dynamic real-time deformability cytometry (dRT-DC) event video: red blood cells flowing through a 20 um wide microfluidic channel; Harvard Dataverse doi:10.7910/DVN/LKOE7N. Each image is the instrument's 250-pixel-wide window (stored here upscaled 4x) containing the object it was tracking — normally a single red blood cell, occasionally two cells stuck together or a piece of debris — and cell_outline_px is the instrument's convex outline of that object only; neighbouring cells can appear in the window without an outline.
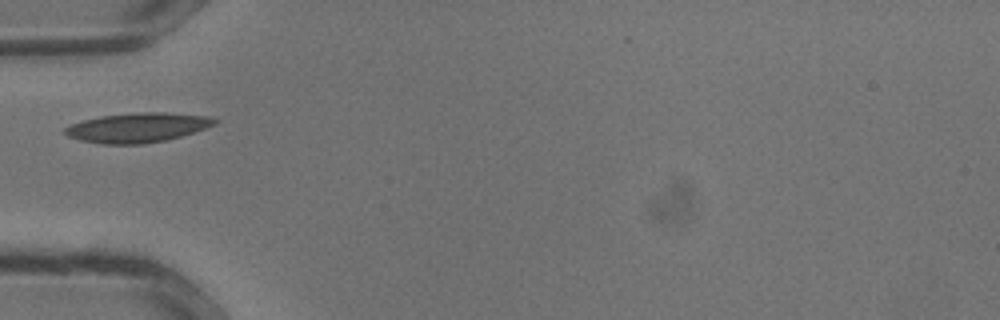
{"species": "common noctule bat (a hibernating species)", "species_latin": "Nyctalus noctula", "temperature_condition": "warm", "stored_images_in_passage": 14, "camera_frame_rate_fps": 3000, "um_per_image_px": 0.085, "animal": {"sex": "male", "body_mass_g": 13.3}, "frame": {"image": 1, "passage_image": 7, "time_ms": 2.0, "image_size_px": [1000, 320], "cell_outline_px": [[220, 120], [216, 124], [180, 136], [164, 140], [144, 144], [104, 144], [80, 140], [68, 136], [64, 132], [64, 128], [72, 124], [84, 120], [100, 116], [136, 112], [164, 112], [208, 116]], "centroid_in_image_um": [11.69, 10.84], "position_along_channel_um": 73.3, "area_um2": 25.61}}